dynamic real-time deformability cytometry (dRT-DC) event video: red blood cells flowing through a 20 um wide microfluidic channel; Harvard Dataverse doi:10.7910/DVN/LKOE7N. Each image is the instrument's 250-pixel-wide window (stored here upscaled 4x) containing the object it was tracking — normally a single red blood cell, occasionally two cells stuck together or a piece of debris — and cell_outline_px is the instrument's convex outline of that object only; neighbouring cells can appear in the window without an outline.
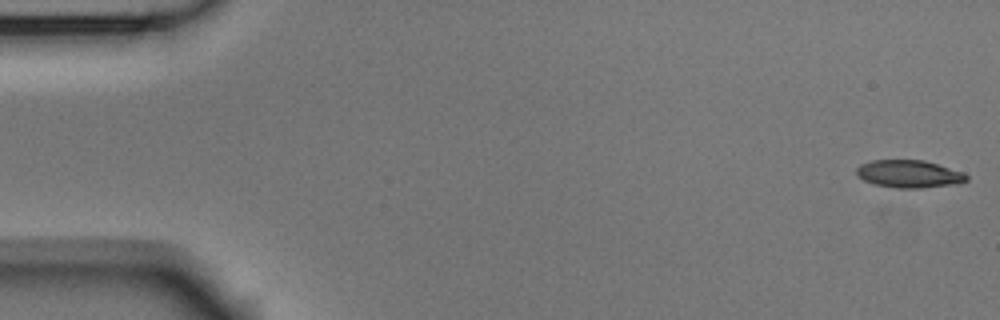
{"species": "Egyptian fruit bat (a non-hibernating species)", "species_latin": "Rousettus aegyptiacus", "temperature_condition": "room temperature", "stored_images_in_passage": 54, "camera_frame_rate_fps": 3000, "um_per_image_px": 0.085, "animal": {"sex": "male"}, "frame": {"image": 1, "passage_image": 1, "time_ms": 0.0, "image_size_px": [1000, 320], "cell_outline_px": [[968, 180], [960, 184], [920, 188], [896, 188], [876, 184], [864, 180], [856, 176], [856, 168], [860, 164], [872, 160], [924, 160], [964, 172], [968, 176]], "centroid_in_image_um": [77.29, 14.78], "position_along_channel_um": 7.7, "area_um2": 17.86}}
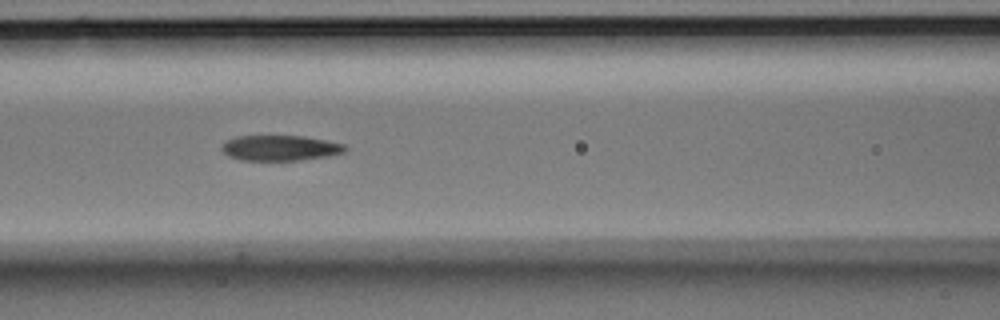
{"frame": {"image": 2, "passage_image": 23, "time_ms": 7.333, "image_size_px": [1000, 320], "cell_outline_px": [[348, 148], [344, 152], [328, 156], [300, 160], [240, 160], [228, 156], [220, 148], [228, 140], [236, 136], [304, 136], [344, 144]], "centroid_in_image_um": [23.82, 12.58], "position_along_channel_um": 142.8, "area_um2": 18.15}}
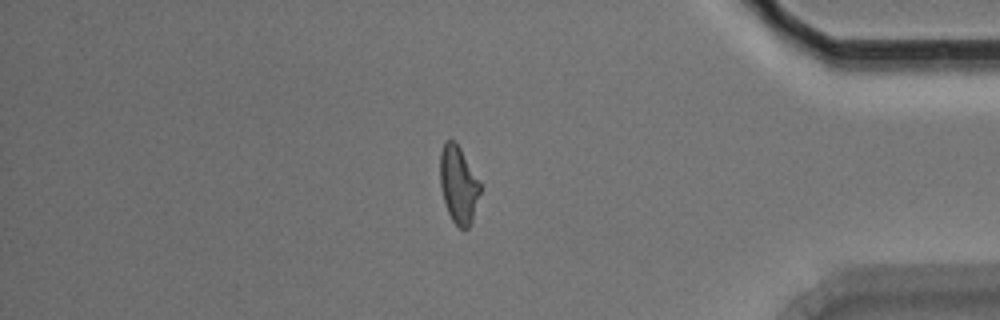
{"frame": {"image": 3, "passage_image": 46, "time_ms": 15.0, "image_size_px": [1000, 320], "cell_outline_px": [[480, 192], [472, 220], [468, 228], [460, 228], [452, 220], [448, 212], [444, 200], [440, 184], [440, 152], [444, 144], [448, 140], [456, 140], [480, 184]], "centroid_in_image_um": [38.95, 15.68], "position_along_channel_um": 396.2, "area_um2": 17.69}, "authors_computed_cell_mechanics": {"area_um2": 18.6405, "velocity_mm_per_s": 3.7043, "shape_relaxation_time_tau1_ms": 9.1507, "shape_relaxation_time_tau2_ms": 6.3848, "deformation_change_tau1": 0.2161, "deformation_change_tau2": 0.1472}}